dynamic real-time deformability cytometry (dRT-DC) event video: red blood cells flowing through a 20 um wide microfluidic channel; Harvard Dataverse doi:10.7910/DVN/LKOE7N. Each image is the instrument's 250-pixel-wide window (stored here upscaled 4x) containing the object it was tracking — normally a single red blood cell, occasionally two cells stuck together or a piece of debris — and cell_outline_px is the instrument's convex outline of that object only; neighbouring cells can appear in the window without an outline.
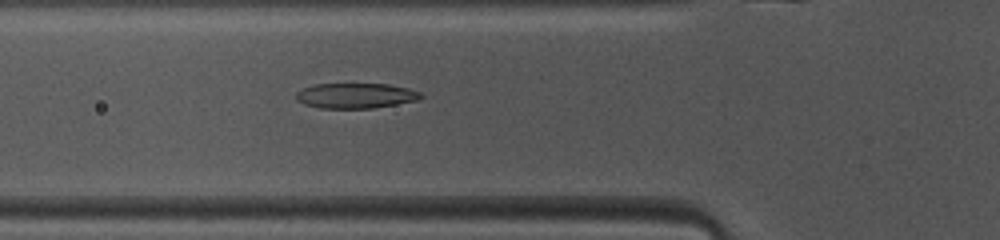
{"species": "common noctule bat (a hibernating species)", "species_latin": "Nyctalus noctula", "temperature_condition": "warm", "stored_images_in_passage": 47, "camera_frame_rate_fps": 3000, "um_per_image_px": 0.085, "animal": {"sex": "female", "body_mass_g": 10.0, "forearm_length_mm": 53.1}, "frame": {"image": 1, "passage_image": 15, "time_ms": 4.667, "image_size_px": [1000, 240], "cell_outline_px": [[424, 96], [416, 100], [396, 104], [372, 108], [320, 108], [304, 104], [296, 100], [296, 92], [304, 88], [316, 84], [388, 84], [408, 88], [420, 92]], "centroid_in_image_um": [30.22, 8.13], "position_along_channel_um": 95.6, "area_um2": 18.21}}
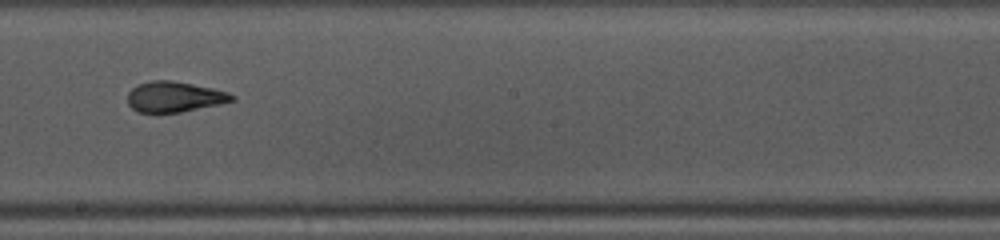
{"frame": {"image": 2, "passage_image": 25, "time_ms": 8.0, "image_size_px": [1000, 240], "cell_outline_px": [[236, 100], [220, 104], [180, 112], [156, 116], [136, 112], [128, 104], [128, 92], [132, 88], [140, 84], [152, 80], [172, 80], [212, 88], [228, 92], [236, 96]], "centroid_in_image_um": [14.79, 8.27], "position_along_channel_um": 233.4, "area_um2": 19.13}}
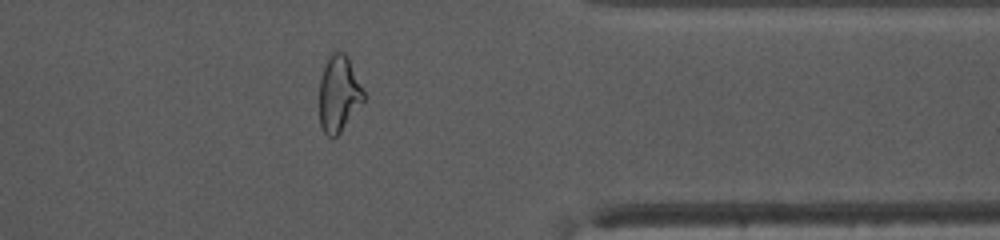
{"frame": {"image": 3, "passage_image": 37, "time_ms": 12.0, "image_size_px": [1000, 240], "cell_outline_px": [[364, 100], [340, 132], [336, 136], [328, 136], [324, 132], [320, 124], [320, 80], [328, 56], [332, 52], [344, 52], [348, 56], [364, 92]], "centroid_in_image_um": [28.79, 7.95], "position_along_channel_um": 382.6, "area_um2": 19.31}, "authors_computed_cell_mechanics": {"area_um2": 19.8832, "velocity_mm_per_s": 4.1075, "shape_relaxation_time_tau1_ms": 7.0263, "shape_relaxation_time_tau2_ms": 2.1151, "deformation_change_tau1": 0.2594, "deformation_change_tau2": 0.0705}}